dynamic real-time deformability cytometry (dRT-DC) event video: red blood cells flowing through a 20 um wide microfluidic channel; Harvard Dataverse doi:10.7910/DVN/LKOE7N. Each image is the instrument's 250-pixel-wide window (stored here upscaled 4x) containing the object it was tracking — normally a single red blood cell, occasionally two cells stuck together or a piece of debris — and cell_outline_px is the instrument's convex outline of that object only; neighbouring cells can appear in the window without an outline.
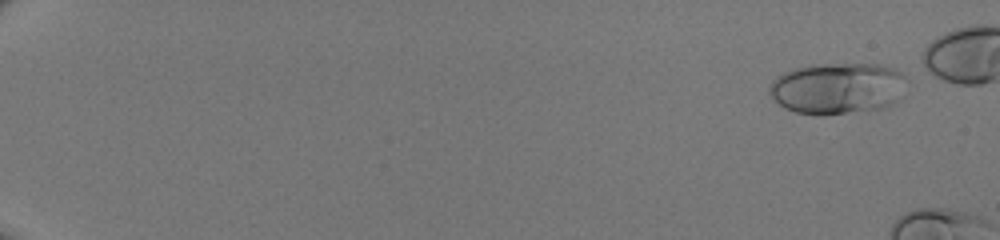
{"species": "human", "species_latin": "Homo sapiens", "temperature_condition": "room temperature", "stored_images_in_passage": 15, "camera_frame_rate_fps": 3000, "um_per_image_px": 0.085, "donor": {"sex": "male"}, "frame": {"image": 1, "passage_image": 1, "time_ms": 0.0, "image_size_px": [1000, 240], "cell_outline_px": [[908, 80], [900, 100], [884, 108], [820, 116], [816, 116], [796, 112], [784, 108], [768, 92], [768, 88], [772, 80], [784, 72], [792, 68], [812, 64], [876, 64], [896, 68]], "centroid_in_image_um": [71.21, 7.51], "position_along_channel_um": 13.8, "area_um2": 41.79}}